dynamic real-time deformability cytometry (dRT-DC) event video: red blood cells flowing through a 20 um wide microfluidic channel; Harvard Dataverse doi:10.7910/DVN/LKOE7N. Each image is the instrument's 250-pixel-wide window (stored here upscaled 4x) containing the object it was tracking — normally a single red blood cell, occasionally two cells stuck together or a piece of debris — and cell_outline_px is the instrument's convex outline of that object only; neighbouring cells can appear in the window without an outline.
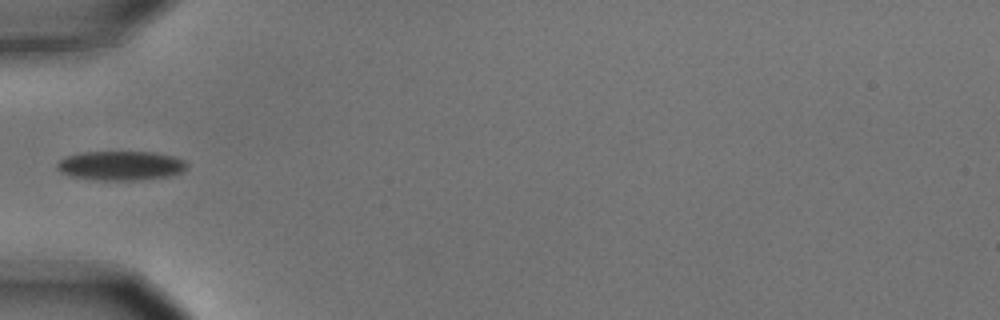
{"species": "common noctule bat (a hibernating species)", "species_latin": "Nyctalus noctula", "temperature_condition": "cold", "stored_images_in_passage": 1, "camera_frame_rate_fps": 3000, "um_per_image_px": 0.085, "animal": {"sex": "male", "body_mass_g": 15.6}, "frame": {"image": 1, "passage_image": 1, "time_ms": 0.0, "image_size_px": [1000, 320], "cell_outline_px": [[188, 168], [180, 172], [168, 176], [136, 180], [100, 180], [72, 176], [60, 172], [56, 168], [56, 164], [64, 156], [80, 152], [156, 152], [172, 156], [184, 160], [188, 164]], "centroid_in_image_um": [10.25, 14.07], "position_along_channel_um": 74.8, "area_um2": 22.2}}